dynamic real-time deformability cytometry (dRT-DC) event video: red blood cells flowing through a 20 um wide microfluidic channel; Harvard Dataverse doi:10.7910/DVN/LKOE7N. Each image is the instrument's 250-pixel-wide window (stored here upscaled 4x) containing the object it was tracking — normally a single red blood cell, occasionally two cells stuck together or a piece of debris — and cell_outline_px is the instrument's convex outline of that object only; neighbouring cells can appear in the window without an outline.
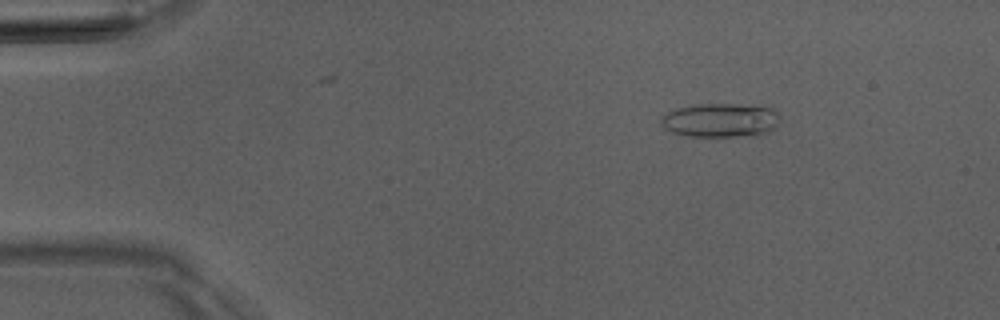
{"species": "Egyptian fruit bat (a non-hibernating species)", "species_latin": "Rousettus aegyptiacus", "temperature_condition": "room temperature", "stored_images_in_passage": 4, "camera_frame_rate_fps": 3000, "um_per_image_px": 0.085, "animal": {"sex": "male"}, "frame": {"image": 1, "passage_image": 2, "time_ms": 1.0, "image_size_px": [1000, 320], "cell_outline_px": [[780, 120], [768, 132], [760, 136], [688, 136], [672, 132], [664, 128], [660, 124], [660, 116], [676, 108], [696, 104], [736, 104], [772, 108], [776, 112]], "centroid_in_image_um": [61.21, 10.22], "position_along_channel_um": 23.8, "area_um2": 23.64}}